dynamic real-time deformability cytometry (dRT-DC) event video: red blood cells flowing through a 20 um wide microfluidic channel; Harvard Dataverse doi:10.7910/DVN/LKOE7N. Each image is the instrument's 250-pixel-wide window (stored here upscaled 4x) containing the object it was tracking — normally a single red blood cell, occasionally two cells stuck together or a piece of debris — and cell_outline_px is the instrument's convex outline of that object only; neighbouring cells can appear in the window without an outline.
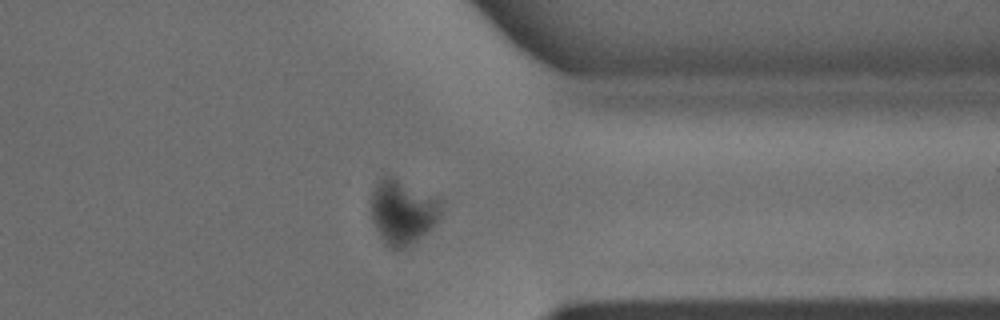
{"species": "common noctule bat (a hibernating species)", "species_latin": "Nyctalus noctula", "temperature_condition": "warm", "stored_images_in_passage": 34, "camera_frame_rate_fps": 3000, "um_per_image_px": 0.085, "animal": {"sex": "male", "body_mass_g": 15.6}, "frame": {"image": 1, "passage_image": 25, "time_ms": 8.0, "image_size_px": [1000, 320], "cell_outline_px": [[440, 220], [432, 228], [416, 240], [404, 248], [392, 248], [380, 236], [372, 220], [368, 200], [380, 176], [392, 176], [436, 196], [440, 200]], "centroid_in_image_um": [34.2, 17.97], "position_along_channel_um": 377.2, "area_um2": 26.47}}